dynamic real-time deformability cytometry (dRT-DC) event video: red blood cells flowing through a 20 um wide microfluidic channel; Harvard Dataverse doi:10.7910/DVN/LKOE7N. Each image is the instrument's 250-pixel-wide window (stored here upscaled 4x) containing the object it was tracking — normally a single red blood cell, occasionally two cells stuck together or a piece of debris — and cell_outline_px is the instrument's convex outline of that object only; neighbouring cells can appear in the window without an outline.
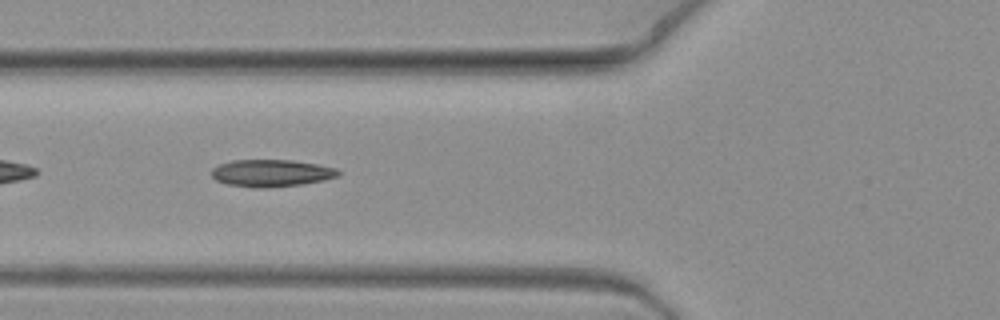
{"species": "common noctule bat (a hibernating species)", "species_latin": "Nyctalus noctula", "temperature_condition": "warm", "stored_images_in_passage": 8, "camera_frame_rate_fps": 3000, "um_per_image_px": 0.085, "animal": {"sex": "female", "body_mass_g": 19.3, "forearm_length_mm": 54.1}, "frame": {"image": 1, "passage_image": 7, "time_ms": 2.0, "image_size_px": [1000, 320], "cell_outline_px": [[340, 176], [324, 180], [304, 184], [264, 188], [252, 188], [228, 184], [216, 180], [212, 176], [212, 168], [220, 164], [232, 160], [292, 160], [316, 164], [336, 168], [340, 172]], "centroid_in_image_um": [23.08, 14.72], "position_along_channel_um": 102.7, "area_um2": 20.11}}
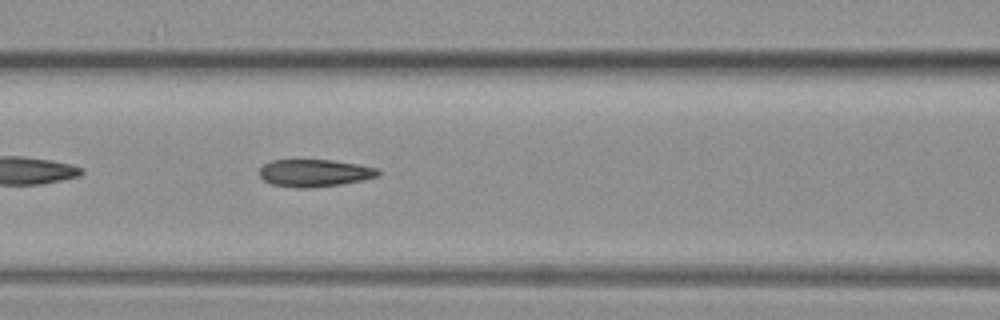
{"frame": {"image": 2, "passage_image": 8, "time_ms": 2.333, "image_size_px": [1000, 320], "cell_outline_px": [[380, 172], [376, 176], [364, 180], [340, 184], [308, 188], [296, 188], [272, 184], [264, 180], [260, 176], [260, 168], [264, 164], [272, 160], [332, 160], [380, 168]], "centroid_in_image_um": [26.74, 14.7], "position_along_channel_um": 139.9, "area_um2": 18.84}}